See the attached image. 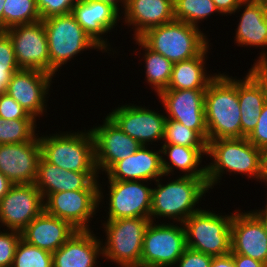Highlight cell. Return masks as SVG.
Segmentation results:
<instances>
[{"instance_id":"obj_49","label":"cell","mask_w":267,"mask_h":267,"mask_svg":"<svg viewBox=\"0 0 267 267\" xmlns=\"http://www.w3.org/2000/svg\"><path fill=\"white\" fill-rule=\"evenodd\" d=\"M262 164L265 175L267 176V146L262 149Z\"/></svg>"},{"instance_id":"obj_17","label":"cell","mask_w":267,"mask_h":267,"mask_svg":"<svg viewBox=\"0 0 267 267\" xmlns=\"http://www.w3.org/2000/svg\"><path fill=\"white\" fill-rule=\"evenodd\" d=\"M44 211V198L34 184L13 185L0 200V229L22 232Z\"/></svg>"},{"instance_id":"obj_4","label":"cell","mask_w":267,"mask_h":267,"mask_svg":"<svg viewBox=\"0 0 267 267\" xmlns=\"http://www.w3.org/2000/svg\"><path fill=\"white\" fill-rule=\"evenodd\" d=\"M84 129L55 131L54 134L46 132V135L39 131L41 156L67 171L97 172L94 138L90 128Z\"/></svg>"},{"instance_id":"obj_13","label":"cell","mask_w":267,"mask_h":267,"mask_svg":"<svg viewBox=\"0 0 267 267\" xmlns=\"http://www.w3.org/2000/svg\"><path fill=\"white\" fill-rule=\"evenodd\" d=\"M5 32L11 39L20 69H35L50 74L48 39L42 20L15 25Z\"/></svg>"},{"instance_id":"obj_48","label":"cell","mask_w":267,"mask_h":267,"mask_svg":"<svg viewBox=\"0 0 267 267\" xmlns=\"http://www.w3.org/2000/svg\"><path fill=\"white\" fill-rule=\"evenodd\" d=\"M253 69L265 80L267 86V63L255 66Z\"/></svg>"},{"instance_id":"obj_27","label":"cell","mask_w":267,"mask_h":267,"mask_svg":"<svg viewBox=\"0 0 267 267\" xmlns=\"http://www.w3.org/2000/svg\"><path fill=\"white\" fill-rule=\"evenodd\" d=\"M76 231L70 223L43 211L27 225L21 235L28 244L53 253Z\"/></svg>"},{"instance_id":"obj_39","label":"cell","mask_w":267,"mask_h":267,"mask_svg":"<svg viewBox=\"0 0 267 267\" xmlns=\"http://www.w3.org/2000/svg\"><path fill=\"white\" fill-rule=\"evenodd\" d=\"M0 117L4 120L12 119H35L7 93L0 95Z\"/></svg>"},{"instance_id":"obj_29","label":"cell","mask_w":267,"mask_h":267,"mask_svg":"<svg viewBox=\"0 0 267 267\" xmlns=\"http://www.w3.org/2000/svg\"><path fill=\"white\" fill-rule=\"evenodd\" d=\"M211 44L199 55L181 62L173 63L171 78L167 89H207L210 82L218 75L206 67ZM210 73V74H209ZM213 73V74H212Z\"/></svg>"},{"instance_id":"obj_8","label":"cell","mask_w":267,"mask_h":267,"mask_svg":"<svg viewBox=\"0 0 267 267\" xmlns=\"http://www.w3.org/2000/svg\"><path fill=\"white\" fill-rule=\"evenodd\" d=\"M229 213L201 208L187 218L183 222L187 247L213 257L230 254L234 212Z\"/></svg>"},{"instance_id":"obj_32","label":"cell","mask_w":267,"mask_h":267,"mask_svg":"<svg viewBox=\"0 0 267 267\" xmlns=\"http://www.w3.org/2000/svg\"><path fill=\"white\" fill-rule=\"evenodd\" d=\"M41 20L36 0H5L3 9V31L15 25L29 24Z\"/></svg>"},{"instance_id":"obj_30","label":"cell","mask_w":267,"mask_h":267,"mask_svg":"<svg viewBox=\"0 0 267 267\" xmlns=\"http://www.w3.org/2000/svg\"><path fill=\"white\" fill-rule=\"evenodd\" d=\"M132 39L135 41L133 43L139 47L135 49L132 54H137L136 56L139 57V60L141 62L143 60V63L145 62L143 72H145L144 75L146 77L144 80L147 84H149L151 90H154L157 96L161 91L167 89L168 87L173 63L160 53L152 51L140 38ZM141 52L143 53L141 54ZM140 57L142 59H140Z\"/></svg>"},{"instance_id":"obj_1","label":"cell","mask_w":267,"mask_h":267,"mask_svg":"<svg viewBox=\"0 0 267 267\" xmlns=\"http://www.w3.org/2000/svg\"><path fill=\"white\" fill-rule=\"evenodd\" d=\"M206 161V178L210 191L220 185L225 174H240L241 177L244 175L247 179L264 182L267 186L262 150L255 147L246 137L208 141Z\"/></svg>"},{"instance_id":"obj_45","label":"cell","mask_w":267,"mask_h":267,"mask_svg":"<svg viewBox=\"0 0 267 267\" xmlns=\"http://www.w3.org/2000/svg\"><path fill=\"white\" fill-rule=\"evenodd\" d=\"M13 184L0 172V200L10 191Z\"/></svg>"},{"instance_id":"obj_21","label":"cell","mask_w":267,"mask_h":267,"mask_svg":"<svg viewBox=\"0 0 267 267\" xmlns=\"http://www.w3.org/2000/svg\"><path fill=\"white\" fill-rule=\"evenodd\" d=\"M40 158L38 136L25 143L0 144V172L13 185L34 184Z\"/></svg>"},{"instance_id":"obj_38","label":"cell","mask_w":267,"mask_h":267,"mask_svg":"<svg viewBox=\"0 0 267 267\" xmlns=\"http://www.w3.org/2000/svg\"><path fill=\"white\" fill-rule=\"evenodd\" d=\"M79 0H36L41 20L52 16L72 13Z\"/></svg>"},{"instance_id":"obj_14","label":"cell","mask_w":267,"mask_h":267,"mask_svg":"<svg viewBox=\"0 0 267 267\" xmlns=\"http://www.w3.org/2000/svg\"><path fill=\"white\" fill-rule=\"evenodd\" d=\"M102 124L91 128L94 138L95 166L99 177L104 175L116 162L130 157L141 145L124 133L106 115Z\"/></svg>"},{"instance_id":"obj_44","label":"cell","mask_w":267,"mask_h":267,"mask_svg":"<svg viewBox=\"0 0 267 267\" xmlns=\"http://www.w3.org/2000/svg\"><path fill=\"white\" fill-rule=\"evenodd\" d=\"M211 267H236L231 254L213 257Z\"/></svg>"},{"instance_id":"obj_25","label":"cell","mask_w":267,"mask_h":267,"mask_svg":"<svg viewBox=\"0 0 267 267\" xmlns=\"http://www.w3.org/2000/svg\"><path fill=\"white\" fill-rule=\"evenodd\" d=\"M122 24L134 31L132 38H139L150 28L175 20L174 0H127L121 14Z\"/></svg>"},{"instance_id":"obj_6","label":"cell","mask_w":267,"mask_h":267,"mask_svg":"<svg viewBox=\"0 0 267 267\" xmlns=\"http://www.w3.org/2000/svg\"><path fill=\"white\" fill-rule=\"evenodd\" d=\"M206 29H200L183 21L169 23L147 30L139 38L152 50L172 63L199 56L210 44Z\"/></svg>"},{"instance_id":"obj_35","label":"cell","mask_w":267,"mask_h":267,"mask_svg":"<svg viewBox=\"0 0 267 267\" xmlns=\"http://www.w3.org/2000/svg\"><path fill=\"white\" fill-rule=\"evenodd\" d=\"M12 267H53L51 252L28 244L20 239Z\"/></svg>"},{"instance_id":"obj_46","label":"cell","mask_w":267,"mask_h":267,"mask_svg":"<svg viewBox=\"0 0 267 267\" xmlns=\"http://www.w3.org/2000/svg\"><path fill=\"white\" fill-rule=\"evenodd\" d=\"M265 200H266V204L262 206V208L255 209V210L250 209V210L260 219V221L264 225V228L267 234V198Z\"/></svg>"},{"instance_id":"obj_36","label":"cell","mask_w":267,"mask_h":267,"mask_svg":"<svg viewBox=\"0 0 267 267\" xmlns=\"http://www.w3.org/2000/svg\"><path fill=\"white\" fill-rule=\"evenodd\" d=\"M20 70L9 35L0 31V95L6 94L13 74Z\"/></svg>"},{"instance_id":"obj_42","label":"cell","mask_w":267,"mask_h":267,"mask_svg":"<svg viewBox=\"0 0 267 267\" xmlns=\"http://www.w3.org/2000/svg\"><path fill=\"white\" fill-rule=\"evenodd\" d=\"M219 12L225 16H231L244 0H212Z\"/></svg>"},{"instance_id":"obj_40","label":"cell","mask_w":267,"mask_h":267,"mask_svg":"<svg viewBox=\"0 0 267 267\" xmlns=\"http://www.w3.org/2000/svg\"><path fill=\"white\" fill-rule=\"evenodd\" d=\"M213 256L186 248L173 267H211Z\"/></svg>"},{"instance_id":"obj_33","label":"cell","mask_w":267,"mask_h":267,"mask_svg":"<svg viewBox=\"0 0 267 267\" xmlns=\"http://www.w3.org/2000/svg\"><path fill=\"white\" fill-rule=\"evenodd\" d=\"M37 122L39 123L36 119L5 120L1 125L0 144L25 143L34 140L39 134Z\"/></svg>"},{"instance_id":"obj_51","label":"cell","mask_w":267,"mask_h":267,"mask_svg":"<svg viewBox=\"0 0 267 267\" xmlns=\"http://www.w3.org/2000/svg\"><path fill=\"white\" fill-rule=\"evenodd\" d=\"M4 119L0 117V130H1V125L4 123Z\"/></svg>"},{"instance_id":"obj_20","label":"cell","mask_w":267,"mask_h":267,"mask_svg":"<svg viewBox=\"0 0 267 267\" xmlns=\"http://www.w3.org/2000/svg\"><path fill=\"white\" fill-rule=\"evenodd\" d=\"M230 254H242L267 264V234L264 225L251 210H241L240 207L234 210Z\"/></svg>"},{"instance_id":"obj_18","label":"cell","mask_w":267,"mask_h":267,"mask_svg":"<svg viewBox=\"0 0 267 267\" xmlns=\"http://www.w3.org/2000/svg\"><path fill=\"white\" fill-rule=\"evenodd\" d=\"M72 14L86 33L105 52V56L106 53L109 56L113 52L114 58V54H119L120 51L116 46L113 48V42H109L107 35L118 30L116 26L122 20L121 14L114 7L101 1L79 0L73 7Z\"/></svg>"},{"instance_id":"obj_50","label":"cell","mask_w":267,"mask_h":267,"mask_svg":"<svg viewBox=\"0 0 267 267\" xmlns=\"http://www.w3.org/2000/svg\"><path fill=\"white\" fill-rule=\"evenodd\" d=\"M5 0H0V31H3V9Z\"/></svg>"},{"instance_id":"obj_41","label":"cell","mask_w":267,"mask_h":267,"mask_svg":"<svg viewBox=\"0 0 267 267\" xmlns=\"http://www.w3.org/2000/svg\"><path fill=\"white\" fill-rule=\"evenodd\" d=\"M247 139L257 148L263 149L267 146V100L265 101L260 116L258 117V123L256 124L253 132L247 137Z\"/></svg>"},{"instance_id":"obj_2","label":"cell","mask_w":267,"mask_h":267,"mask_svg":"<svg viewBox=\"0 0 267 267\" xmlns=\"http://www.w3.org/2000/svg\"><path fill=\"white\" fill-rule=\"evenodd\" d=\"M167 177V175L161 176L154 182L156 186L152 189L150 220L183 223L202 208L200 203L203 199L205 201V197L211 192L207 178L170 175L168 179Z\"/></svg>"},{"instance_id":"obj_12","label":"cell","mask_w":267,"mask_h":267,"mask_svg":"<svg viewBox=\"0 0 267 267\" xmlns=\"http://www.w3.org/2000/svg\"><path fill=\"white\" fill-rule=\"evenodd\" d=\"M99 190L55 192L44 198V211L63 219L77 230H92L99 212Z\"/></svg>"},{"instance_id":"obj_7","label":"cell","mask_w":267,"mask_h":267,"mask_svg":"<svg viewBox=\"0 0 267 267\" xmlns=\"http://www.w3.org/2000/svg\"><path fill=\"white\" fill-rule=\"evenodd\" d=\"M99 221L105 233L101 238L103 259L118 267H140L144 233L151 220L128 217Z\"/></svg>"},{"instance_id":"obj_34","label":"cell","mask_w":267,"mask_h":267,"mask_svg":"<svg viewBox=\"0 0 267 267\" xmlns=\"http://www.w3.org/2000/svg\"><path fill=\"white\" fill-rule=\"evenodd\" d=\"M161 145L207 147L208 142L197 131L185 127L178 121L166 119Z\"/></svg>"},{"instance_id":"obj_37","label":"cell","mask_w":267,"mask_h":267,"mask_svg":"<svg viewBox=\"0 0 267 267\" xmlns=\"http://www.w3.org/2000/svg\"><path fill=\"white\" fill-rule=\"evenodd\" d=\"M22 238L21 232L0 230V267H12L17 245Z\"/></svg>"},{"instance_id":"obj_52","label":"cell","mask_w":267,"mask_h":267,"mask_svg":"<svg viewBox=\"0 0 267 267\" xmlns=\"http://www.w3.org/2000/svg\"><path fill=\"white\" fill-rule=\"evenodd\" d=\"M263 2L265 3V7L267 8V0H263Z\"/></svg>"},{"instance_id":"obj_11","label":"cell","mask_w":267,"mask_h":267,"mask_svg":"<svg viewBox=\"0 0 267 267\" xmlns=\"http://www.w3.org/2000/svg\"><path fill=\"white\" fill-rule=\"evenodd\" d=\"M133 103L119 104L111 109L107 116L124 133L135 139L141 146H150L159 142L161 145L164 138L166 116L164 109L157 111L142 105ZM159 112V113H158ZM163 112V113H162ZM154 143V144H153Z\"/></svg>"},{"instance_id":"obj_9","label":"cell","mask_w":267,"mask_h":267,"mask_svg":"<svg viewBox=\"0 0 267 267\" xmlns=\"http://www.w3.org/2000/svg\"><path fill=\"white\" fill-rule=\"evenodd\" d=\"M100 182L99 180V206L102 209L104 205L105 209L103 210L106 212V216H102V218L106 217L104 218L105 220H116L128 217L150 219L153 189L150 184H153V182L106 181L107 183L105 184L103 179L101 182L102 184ZM107 184L108 189L106 191L103 185L106 186ZM105 202L108 206H105Z\"/></svg>"},{"instance_id":"obj_22","label":"cell","mask_w":267,"mask_h":267,"mask_svg":"<svg viewBox=\"0 0 267 267\" xmlns=\"http://www.w3.org/2000/svg\"><path fill=\"white\" fill-rule=\"evenodd\" d=\"M99 179L98 172L67 171L41 156L34 185L45 198L55 192L99 190Z\"/></svg>"},{"instance_id":"obj_3","label":"cell","mask_w":267,"mask_h":267,"mask_svg":"<svg viewBox=\"0 0 267 267\" xmlns=\"http://www.w3.org/2000/svg\"><path fill=\"white\" fill-rule=\"evenodd\" d=\"M236 77L220 71L205 91L208 141L241 138V112Z\"/></svg>"},{"instance_id":"obj_19","label":"cell","mask_w":267,"mask_h":267,"mask_svg":"<svg viewBox=\"0 0 267 267\" xmlns=\"http://www.w3.org/2000/svg\"><path fill=\"white\" fill-rule=\"evenodd\" d=\"M242 10V11H241ZM239 20L235 30L234 42L237 47L261 49L251 68L267 63V9L263 0H244L233 15Z\"/></svg>"},{"instance_id":"obj_10","label":"cell","mask_w":267,"mask_h":267,"mask_svg":"<svg viewBox=\"0 0 267 267\" xmlns=\"http://www.w3.org/2000/svg\"><path fill=\"white\" fill-rule=\"evenodd\" d=\"M186 248L183 223L150 221L144 233L140 267H173Z\"/></svg>"},{"instance_id":"obj_15","label":"cell","mask_w":267,"mask_h":267,"mask_svg":"<svg viewBox=\"0 0 267 267\" xmlns=\"http://www.w3.org/2000/svg\"><path fill=\"white\" fill-rule=\"evenodd\" d=\"M56 77L35 69L16 71L9 82L7 94L14 98L30 116L40 120L47 113L52 83ZM53 79V81H52ZM49 95V96H48Z\"/></svg>"},{"instance_id":"obj_47","label":"cell","mask_w":267,"mask_h":267,"mask_svg":"<svg viewBox=\"0 0 267 267\" xmlns=\"http://www.w3.org/2000/svg\"><path fill=\"white\" fill-rule=\"evenodd\" d=\"M96 1H101L103 3L110 4L112 7H114L120 14L123 13L125 6H126V1L127 0H96ZM121 11V12H120Z\"/></svg>"},{"instance_id":"obj_23","label":"cell","mask_w":267,"mask_h":267,"mask_svg":"<svg viewBox=\"0 0 267 267\" xmlns=\"http://www.w3.org/2000/svg\"><path fill=\"white\" fill-rule=\"evenodd\" d=\"M151 148V149H150ZM141 146L130 157L116 162L105 174L107 181L155 182L164 176L161 149Z\"/></svg>"},{"instance_id":"obj_16","label":"cell","mask_w":267,"mask_h":267,"mask_svg":"<svg viewBox=\"0 0 267 267\" xmlns=\"http://www.w3.org/2000/svg\"><path fill=\"white\" fill-rule=\"evenodd\" d=\"M205 91L206 89H165L157 97L167 119L178 121L185 127L197 131L208 142L204 109Z\"/></svg>"},{"instance_id":"obj_26","label":"cell","mask_w":267,"mask_h":267,"mask_svg":"<svg viewBox=\"0 0 267 267\" xmlns=\"http://www.w3.org/2000/svg\"><path fill=\"white\" fill-rule=\"evenodd\" d=\"M244 77L238 78V100L241 112V138L248 137L258 123V117L267 100L265 80L250 67Z\"/></svg>"},{"instance_id":"obj_24","label":"cell","mask_w":267,"mask_h":267,"mask_svg":"<svg viewBox=\"0 0 267 267\" xmlns=\"http://www.w3.org/2000/svg\"><path fill=\"white\" fill-rule=\"evenodd\" d=\"M97 234L94 230H77L52 253L53 267H99L101 262L98 260L103 259V251Z\"/></svg>"},{"instance_id":"obj_43","label":"cell","mask_w":267,"mask_h":267,"mask_svg":"<svg viewBox=\"0 0 267 267\" xmlns=\"http://www.w3.org/2000/svg\"><path fill=\"white\" fill-rule=\"evenodd\" d=\"M236 267H267V264L242 254H231Z\"/></svg>"},{"instance_id":"obj_31","label":"cell","mask_w":267,"mask_h":267,"mask_svg":"<svg viewBox=\"0 0 267 267\" xmlns=\"http://www.w3.org/2000/svg\"><path fill=\"white\" fill-rule=\"evenodd\" d=\"M216 14L223 16L212 0H174V17L177 21L201 28L202 22Z\"/></svg>"},{"instance_id":"obj_28","label":"cell","mask_w":267,"mask_h":267,"mask_svg":"<svg viewBox=\"0 0 267 267\" xmlns=\"http://www.w3.org/2000/svg\"><path fill=\"white\" fill-rule=\"evenodd\" d=\"M160 149L164 175L206 178V165L202 163L206 164L207 147L161 145Z\"/></svg>"},{"instance_id":"obj_5","label":"cell","mask_w":267,"mask_h":267,"mask_svg":"<svg viewBox=\"0 0 267 267\" xmlns=\"http://www.w3.org/2000/svg\"><path fill=\"white\" fill-rule=\"evenodd\" d=\"M42 21L48 39L50 75L58 76L64 65L67 66L70 61L75 60V57L86 51L105 53L76 21L72 13L52 16Z\"/></svg>"}]
</instances>
